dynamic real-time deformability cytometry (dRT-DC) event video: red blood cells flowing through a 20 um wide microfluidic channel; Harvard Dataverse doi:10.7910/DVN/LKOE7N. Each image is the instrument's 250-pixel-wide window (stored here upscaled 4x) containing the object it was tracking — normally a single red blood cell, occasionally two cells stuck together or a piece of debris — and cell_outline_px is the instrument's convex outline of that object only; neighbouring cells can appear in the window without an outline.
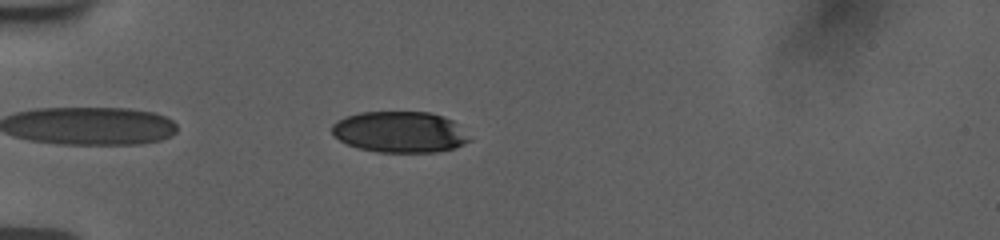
{"species": "human", "species_latin": "Homo sapiens", "temperature_condition": "room temperature", "stored_images_in_passage": 38, "camera_frame_rate_fps": 3000, "um_per_image_px": 0.085, "donor": {"sex": "female"}, "frame": {"image": 1, "passage_image": 3, "time_ms": 0.667, "image_size_px": [1000, 240], "cell_outline_px": [[472, 140], [456, 148], [440, 152], [376, 152], [356, 148], [340, 140], [332, 132], [332, 124], [348, 116], [364, 112], [428, 112], [452, 120]], "centroid_in_image_um": [34.0, 11.24], "position_along_channel_um": 51.0, "area_um2": 32.71}}
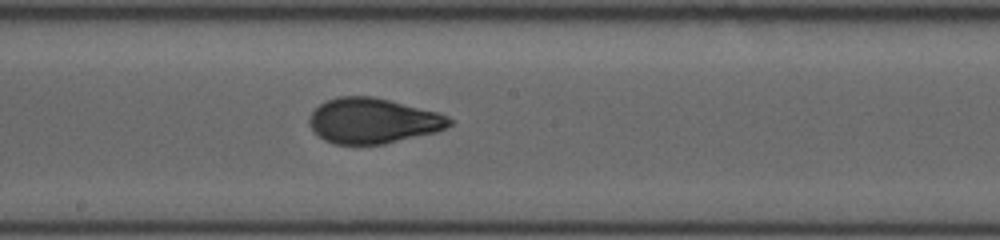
{"frame": {"image": 2, "passage_image": 18, "time_ms": 5.667, "image_size_px": [1000, 240], "cell_outline_px": [[452, 124], [436, 132], [384, 144], [332, 144], [324, 140], [312, 128], [308, 120], [312, 112], [320, 104], [328, 100], [340, 96], [372, 96], [436, 112], [448, 116], [452, 120]], "centroid_in_image_um": [31.69, 10.27], "position_along_channel_um": 216.5, "area_um2": 36.59}}
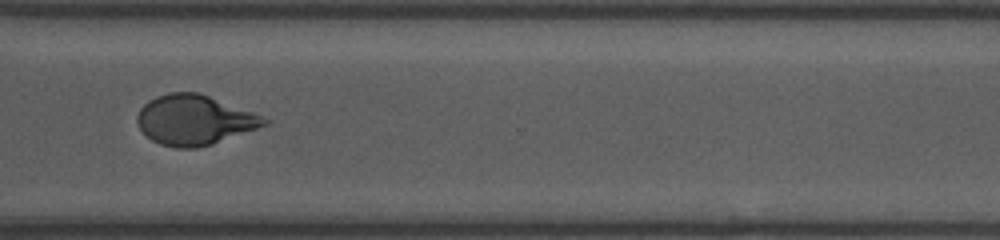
{"frame": {"image": 3, "passage_image": 29, "time_ms": 9.333, "image_size_px": [1000, 240], "cell_outline_px": [[268, 124], [212, 144], [196, 148], [176, 148], [160, 144], [152, 140], [140, 128], [136, 120], [136, 116], [140, 108], [148, 100], [156, 96], [168, 92], [200, 92], [252, 112], [268, 120]], "centroid_in_image_um": [16.48, 10.19], "position_along_channel_um": 354.1, "area_um2": 36.7}, "authors_computed_cell_mechanics": {"area_um2": 36.414, "velocity_mm_per_s": 3.7702, "shape_relaxation_time_tau1_ms": 5.9755, "shape_relaxation_time_tau2_ms": 0.8211, "deformation_change_tau1": 0.1953, "deformation_change_tau2": 0.0532}}